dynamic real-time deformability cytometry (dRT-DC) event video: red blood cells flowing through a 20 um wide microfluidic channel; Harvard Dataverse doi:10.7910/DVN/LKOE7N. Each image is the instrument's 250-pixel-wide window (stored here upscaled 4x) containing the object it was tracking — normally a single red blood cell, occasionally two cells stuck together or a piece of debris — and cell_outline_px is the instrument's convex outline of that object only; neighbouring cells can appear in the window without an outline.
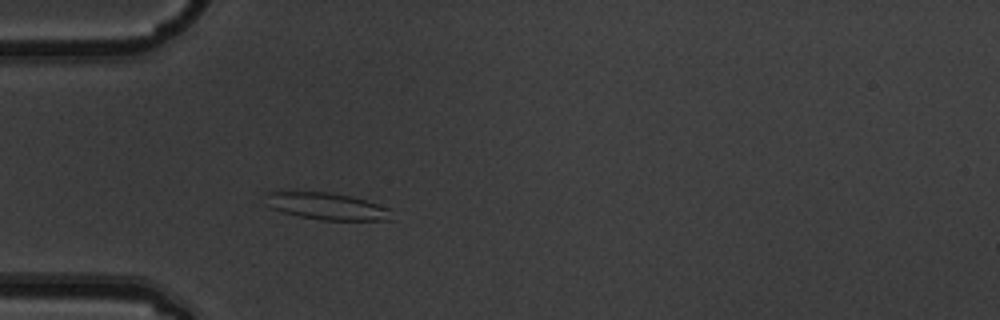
{"species": "common noctule bat (a hibernating species)", "species_latin": "Nyctalus noctula", "temperature_condition": "warm", "stored_images_in_passage": 3, "camera_frame_rate_fps": 3000, "um_per_image_px": 0.085, "animal": {"sex": "male", "body_mass_g": 19.5, "forearm_length_mm": 54.6}, "frame": {"image": 1, "passage_image": 3, "time_ms": 0.667, "image_size_px": [1000, 320], "cell_outline_px": [[392, 220], [320, 220], [300, 216], [284, 212], [272, 208], [264, 204], [264, 192], [328, 192], [352, 196], [388, 208]], "centroid_in_image_um": [27.71, 17.52], "position_along_channel_um": 57.3, "area_um2": 19.65}}